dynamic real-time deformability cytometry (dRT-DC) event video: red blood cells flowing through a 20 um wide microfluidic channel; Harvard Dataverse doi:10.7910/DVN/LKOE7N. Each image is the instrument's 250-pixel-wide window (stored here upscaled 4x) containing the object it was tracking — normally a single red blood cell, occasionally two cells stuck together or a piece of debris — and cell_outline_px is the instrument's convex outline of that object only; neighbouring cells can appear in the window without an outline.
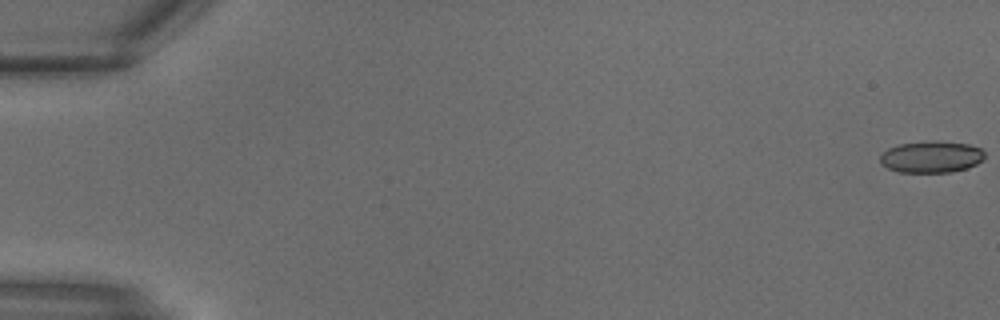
{"species": "common noctule bat (a hibernating species)", "species_latin": "Nyctalus noctula", "temperature_condition": "warm", "stored_images_in_passage": 31, "camera_frame_rate_fps": 3000, "um_per_image_px": 0.085, "animal": {"sex": "male", "body_mass_g": 18.8}, "frame": {"image": 1, "passage_image": 1, "time_ms": 0.0, "image_size_px": [1000, 320], "cell_outline_px": [[984, 156], [976, 164], [968, 168], [952, 172], [900, 172], [888, 168], [880, 160], [880, 156], [888, 148], [900, 144], [932, 140], [936, 140], [968, 144], [980, 148], [984, 152]], "centroid_in_image_um": [79.18, 13.32], "position_along_channel_um": 5.8, "area_um2": 19.19}}
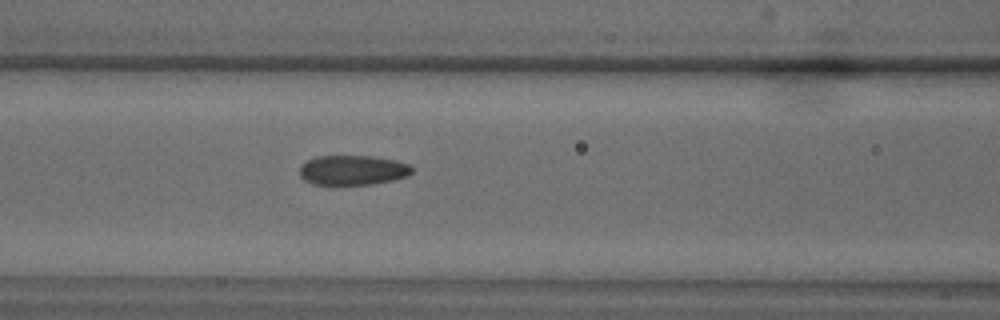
{"frame": {"image": 2, "passage_image": 14, "time_ms": 4.333, "image_size_px": [1000, 320], "cell_outline_px": [[412, 172], [408, 176], [392, 180], [372, 184], [316, 184], [304, 180], [300, 176], [300, 164], [316, 156], [372, 156], [396, 160], [408, 164], [412, 168]], "centroid_in_image_um": [29.97, 14.45], "position_along_channel_um": 136.6, "area_um2": 19.42}}
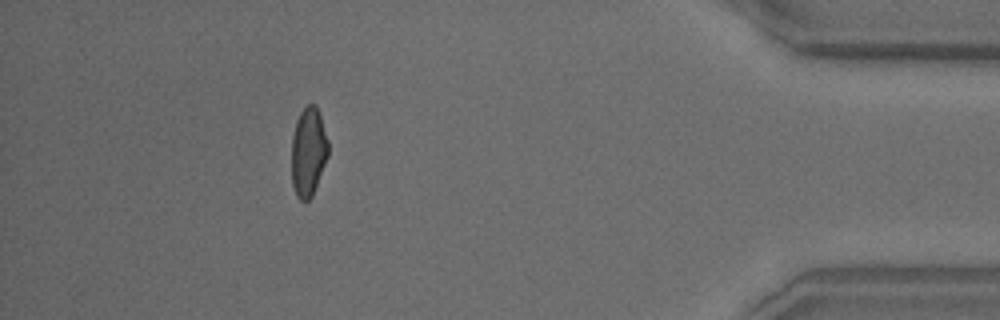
{"frame": {"image": 3, "passage_image": 28, "time_ms": 9.0, "image_size_px": [1000, 320], "cell_outline_px": [[328, 156], [312, 196], [308, 200], [300, 200], [296, 196], [292, 184], [292, 136], [296, 120], [300, 112], [308, 104], [316, 104], [328, 140]], "centroid_in_image_um": [26.2, 12.9], "position_along_channel_um": 409.0, "area_um2": 18.96}}